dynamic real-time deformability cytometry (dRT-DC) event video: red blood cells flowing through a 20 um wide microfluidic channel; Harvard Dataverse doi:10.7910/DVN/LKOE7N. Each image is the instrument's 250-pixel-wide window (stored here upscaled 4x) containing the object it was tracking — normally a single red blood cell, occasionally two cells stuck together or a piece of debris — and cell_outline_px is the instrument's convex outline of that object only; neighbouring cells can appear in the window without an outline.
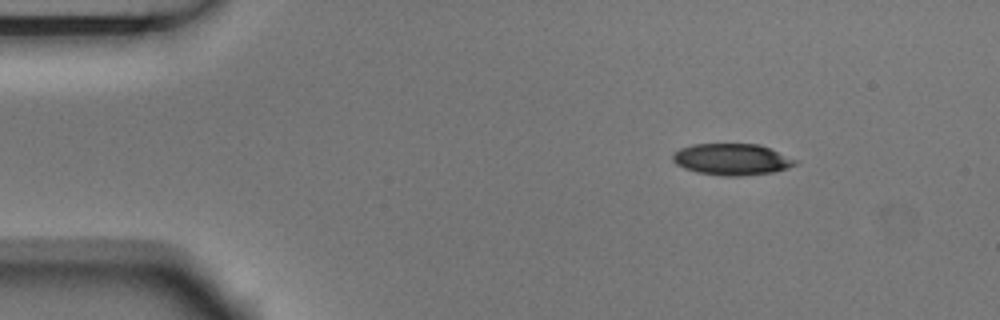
{"species": "Egyptian fruit bat (a non-hibernating species)", "species_latin": "Rousettus aegyptiacus", "temperature_condition": "room temperature", "stored_images_in_passage": 4, "camera_frame_rate_fps": 3000, "um_per_image_px": 0.085, "animal": {"sex": "male"}, "frame": {"image": 1, "passage_image": 2, "time_ms": 0.333, "image_size_px": [1000, 320], "cell_outline_px": [[800, 160], [796, 164], [788, 168], [772, 172], [740, 176], [724, 176], [696, 172], [684, 168], [676, 164], [672, 160], [672, 156], [680, 148], [692, 144], [760, 144]], "centroid_in_image_um": [62.24, 13.54], "position_along_channel_um": 22.8, "area_um2": 22.6}}